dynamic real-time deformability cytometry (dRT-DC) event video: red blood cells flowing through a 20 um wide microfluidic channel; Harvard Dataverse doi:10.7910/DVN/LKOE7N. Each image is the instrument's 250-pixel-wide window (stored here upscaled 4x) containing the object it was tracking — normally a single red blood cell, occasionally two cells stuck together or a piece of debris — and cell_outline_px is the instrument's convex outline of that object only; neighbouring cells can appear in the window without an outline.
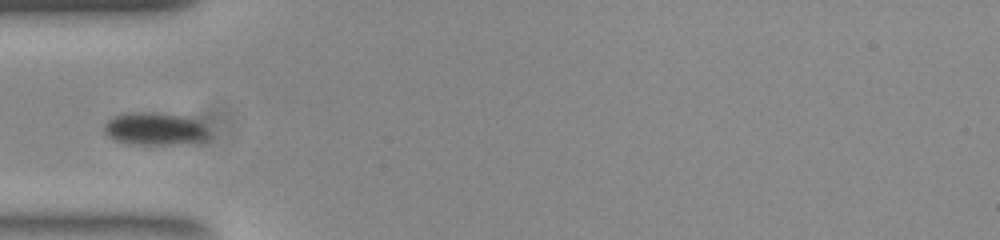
{"species": "common noctule bat (a hibernating species)", "species_latin": "Nyctalus noctula", "temperature_condition": "room temperature", "stored_images_in_passage": 36, "camera_frame_rate_fps": 3000, "um_per_image_px": 0.085, "animal": {"sex": "female", "body_mass_g": 23.0, "forearm_length_mm": 53.4}, "frame": {"image": 1, "passage_image": 1, "time_ms": 0.0, "image_size_px": [1000, 240], "cell_outline_px": [[208, 136], [204, 140], [168, 144], [140, 144], [116, 140], [108, 136], [104, 132], [104, 124], [112, 116], [124, 112], [152, 112], [188, 116], [196, 120], [204, 128]], "centroid_in_image_um": [13.09, 10.91], "position_along_channel_um": 71.9, "area_um2": 19.59}}
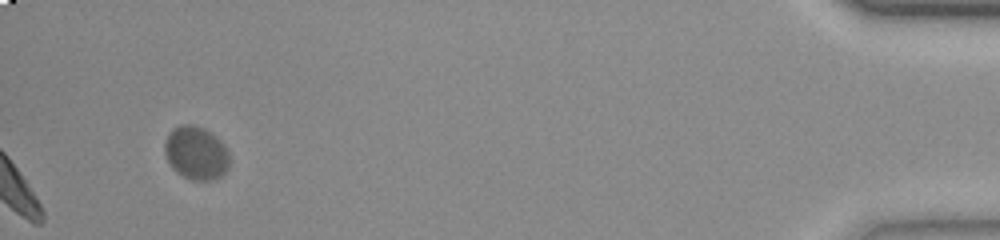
{"frame": {"image": 2, "passage_image": 36, "time_ms": 11.667, "image_size_px": [1000, 240], "cell_outline_px": [[228, 168], [220, 176], [208, 180], [192, 180], [176, 172], [172, 168], [164, 152], [164, 144], [168, 132], [172, 128], [180, 124], [192, 124], [204, 128], [216, 136], [224, 144], [228, 152]], "centroid_in_image_um": [16.64, 12.97], "position_along_channel_um": 418.6, "area_um2": 20.17}}